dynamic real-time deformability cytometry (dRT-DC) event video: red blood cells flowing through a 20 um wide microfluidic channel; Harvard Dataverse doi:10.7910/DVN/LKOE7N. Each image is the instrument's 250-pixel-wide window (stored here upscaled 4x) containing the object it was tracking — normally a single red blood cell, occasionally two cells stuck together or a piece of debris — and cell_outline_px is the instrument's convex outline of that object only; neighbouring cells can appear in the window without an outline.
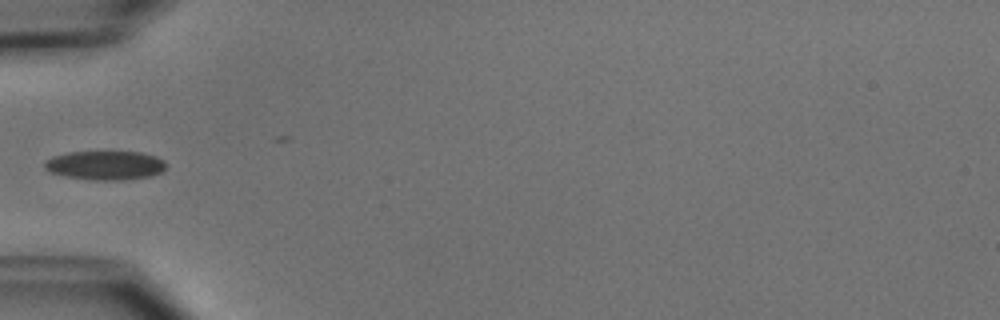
{"species": "common noctule bat (a hibernating species)", "species_latin": "Nyctalus noctula", "temperature_condition": "cold", "stored_images_in_passage": 6, "camera_frame_rate_fps": 3000, "um_per_image_px": 0.085, "animal": {"sex": "male", "body_mass_g": 15.6}, "frame": {"image": 1, "passage_image": 5, "time_ms": 5.667, "image_size_px": [1000, 320], "cell_outline_px": [[164, 168], [160, 172], [152, 176], [124, 180], [92, 180], [64, 176], [52, 172], [44, 168], [44, 164], [52, 156], [68, 152], [140, 152], [156, 156], [164, 160]], "centroid_in_image_um": [8.94, 14.05], "position_along_channel_um": 76.1, "area_um2": 20.46}}